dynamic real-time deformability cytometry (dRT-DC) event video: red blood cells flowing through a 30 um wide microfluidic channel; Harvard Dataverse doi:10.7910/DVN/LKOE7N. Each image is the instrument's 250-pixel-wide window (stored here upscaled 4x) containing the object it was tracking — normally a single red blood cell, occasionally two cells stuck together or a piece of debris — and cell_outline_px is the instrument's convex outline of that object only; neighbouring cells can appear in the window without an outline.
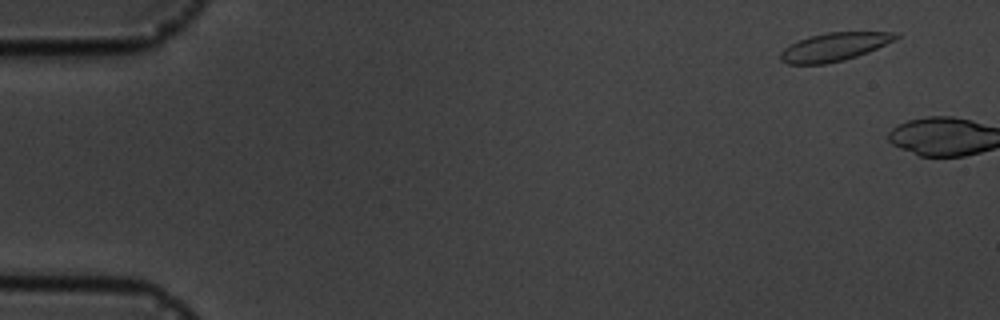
{"species": "common noctule bat (a hibernating species)", "species_latin": "Nyctalus noctula", "temperature_condition": "cold", "stored_images_in_passage": 2, "camera_frame_rate_fps": 3000, "um_per_image_px": 0.085, "animal": {"sex": "male", "body_mass_g": 19.5, "forearm_length_mm": 54.6}, "frame": {"image": 1, "passage_image": 1, "time_ms": 0.0, "image_size_px": [1000, 320], "cell_outline_px": [[900, 36], [896, 40], [868, 52], [844, 60], [824, 64], [788, 64], [780, 60], [780, 52], [784, 48], [808, 36], [828, 32], [900, 32]], "centroid_in_image_um": [70.94, 3.98], "position_along_channel_um": 14.1, "area_um2": 19.02}}